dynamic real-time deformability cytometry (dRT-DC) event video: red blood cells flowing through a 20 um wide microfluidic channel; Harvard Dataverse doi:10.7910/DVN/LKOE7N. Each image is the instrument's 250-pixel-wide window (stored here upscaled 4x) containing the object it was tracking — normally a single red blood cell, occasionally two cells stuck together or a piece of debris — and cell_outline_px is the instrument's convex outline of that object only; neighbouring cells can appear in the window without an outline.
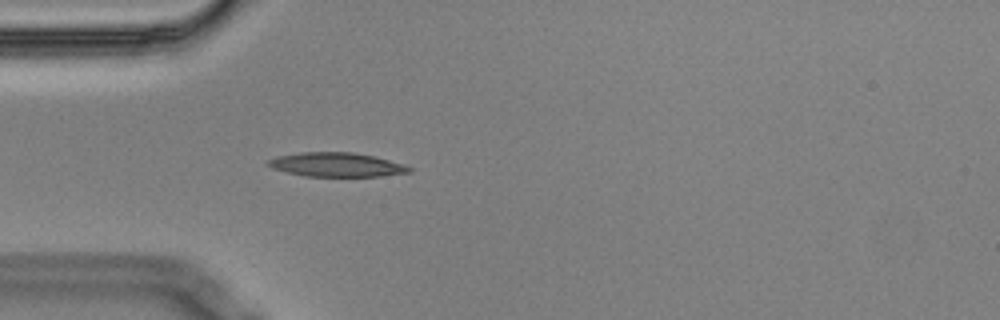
{"species": "Egyptian fruit bat (a non-hibernating species)", "species_latin": "Rousettus aegyptiacus", "temperature_condition": "cold", "stored_images_in_passage": 3, "camera_frame_rate_fps": 3000, "um_per_image_px": 0.085, "animal": {"sex": "male"}, "frame": {"image": 1, "passage_image": 3, "time_ms": 0.667, "image_size_px": [1000, 320], "cell_outline_px": [[412, 172], [380, 176], [304, 176], [272, 168], [264, 164], [264, 160], [276, 156], [300, 152], [352, 152], [372, 156], [404, 164], [412, 168]], "centroid_in_image_um": [28.54, 13.99], "position_along_channel_um": 56.5, "area_um2": 19.88}}